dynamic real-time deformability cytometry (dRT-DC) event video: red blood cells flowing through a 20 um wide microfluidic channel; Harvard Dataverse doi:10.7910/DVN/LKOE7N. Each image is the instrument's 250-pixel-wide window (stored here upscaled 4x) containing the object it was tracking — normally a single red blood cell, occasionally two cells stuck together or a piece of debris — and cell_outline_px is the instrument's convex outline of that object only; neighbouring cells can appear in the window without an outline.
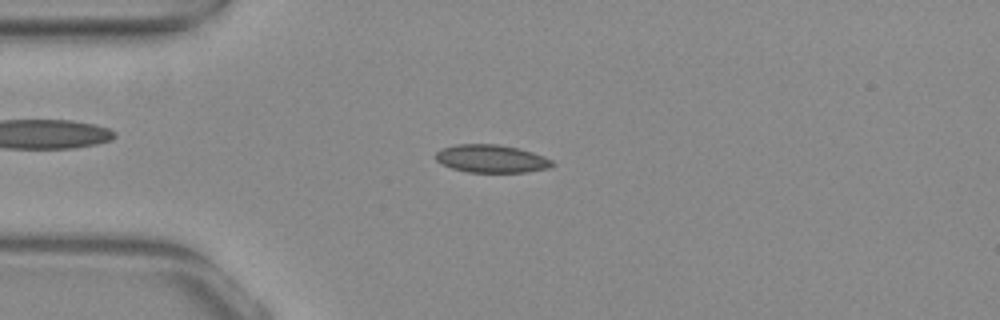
{"species": "common noctule bat (a hibernating species)", "species_latin": "Nyctalus noctula", "temperature_condition": "warm", "stored_images_in_passage": 52, "camera_frame_rate_fps": 3000, "um_per_image_px": 0.085, "animal": {"sex": "female", "body_mass_g": 29.2, "forearm_length_mm": 56.3}, "frame": {"image": 1, "passage_image": 13, "time_ms": 4.0, "image_size_px": [1000, 320], "cell_outline_px": [[556, 164], [548, 168], [528, 172], [468, 172], [452, 168], [440, 164], [436, 160], [436, 152], [444, 148], [456, 144], [500, 144], [532, 152], [544, 156], [552, 160]], "centroid_in_image_um": [41.78, 13.49], "position_along_channel_um": 43.2, "area_um2": 18.96}}
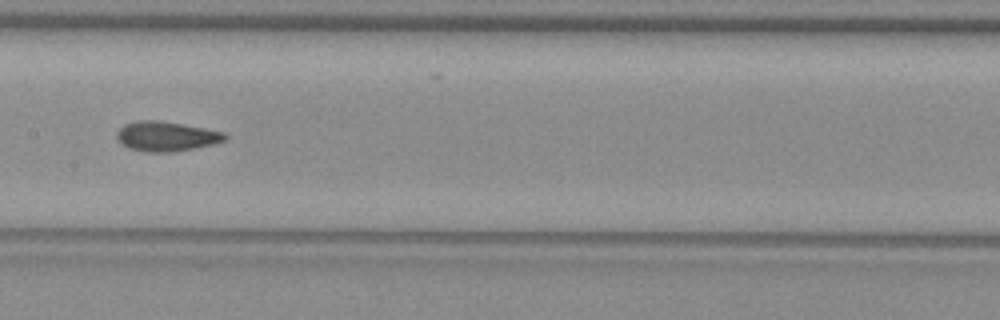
{"frame": {"image": 2, "passage_image": 26, "time_ms": 8.333, "image_size_px": [1000, 320], "cell_outline_px": [[228, 136], [224, 140], [212, 144], [196, 148], [168, 152], [148, 152], [128, 148], [116, 140], [116, 132], [124, 124], [136, 120], [156, 120], [204, 128], [224, 132]], "centroid_in_image_um": [14.08, 11.59], "position_along_channel_um": 193.3, "area_um2": 18.67}}
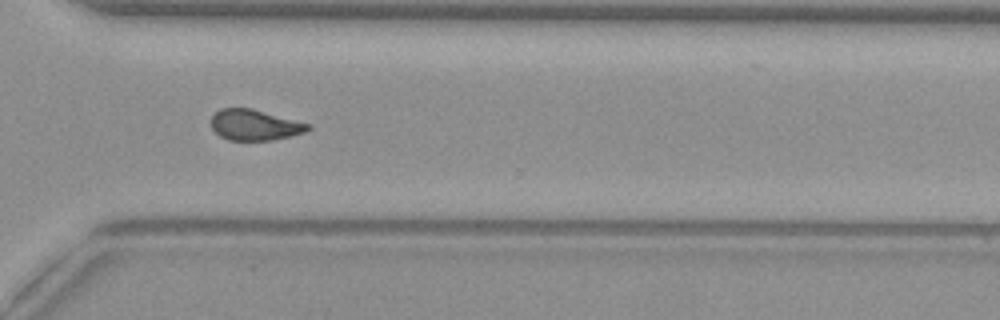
{"frame": {"image": 3, "passage_image": 38, "time_ms": 12.333, "image_size_px": [1000, 320], "cell_outline_px": [[312, 128], [304, 132], [272, 140], [228, 140], [220, 136], [212, 128], [212, 116], [220, 108], [252, 108], [312, 124]], "centroid_in_image_um": [21.67, 10.61], "position_along_channel_um": 348.9, "area_um2": 17.34}, "authors_computed_cell_mechanics": {"area_um2": 17.9469, "velocity_mm_per_s": 3.902, "shape_relaxation_time_tau1_ms": null, "shape_relaxation_time_tau2_ms": 2.309, "deformation_change_tau1": null, "deformation_change_tau2": 0.0867}}